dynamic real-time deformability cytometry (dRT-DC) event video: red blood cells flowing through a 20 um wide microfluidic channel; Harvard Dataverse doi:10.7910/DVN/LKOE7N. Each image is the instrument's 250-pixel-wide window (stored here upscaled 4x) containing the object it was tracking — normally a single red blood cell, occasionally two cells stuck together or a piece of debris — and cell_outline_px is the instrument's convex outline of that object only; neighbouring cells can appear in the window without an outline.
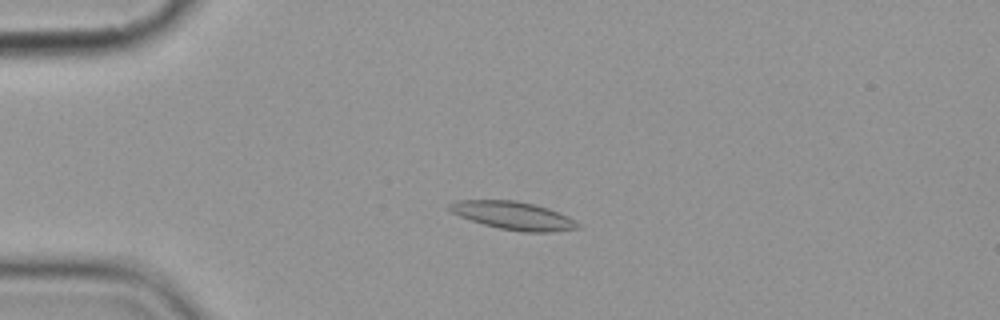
{"species": "common noctule bat (a hibernating species)", "species_latin": "Nyctalus noctula", "temperature_condition": "cold", "stored_images_in_passage": 5, "camera_frame_rate_fps": 3000, "um_per_image_px": 0.085, "animal": {"sex": "female", "body_mass_g": 19.9}, "frame": {"image": 1, "passage_image": 3, "time_ms": 2.333, "image_size_px": [1000, 320], "cell_outline_px": [[580, 228], [552, 232], [524, 232], [500, 228], [484, 224], [460, 216], [452, 212], [448, 208], [448, 204], [456, 200], [516, 200], [536, 204], [548, 208], [568, 216], [576, 220], [580, 224]], "centroid_in_image_um": [43.67, 18.32], "position_along_channel_um": 41.3, "area_um2": 20.98}}
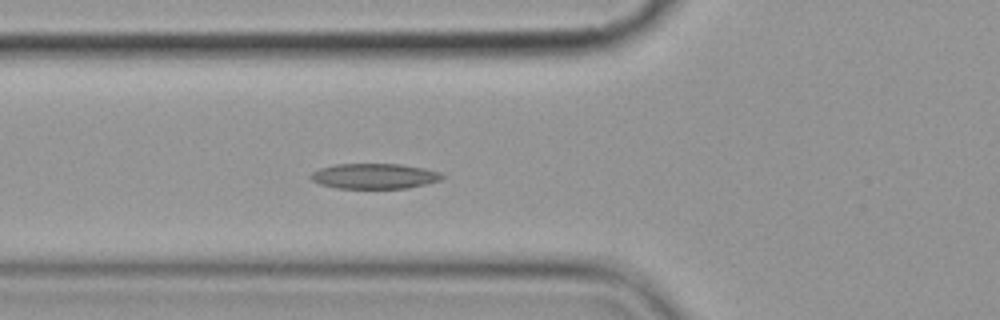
{"frame": {"image": 2, "passage_image": 5, "time_ms": 4.667, "image_size_px": [1000, 320], "cell_outline_px": [[444, 176], [440, 180], [428, 184], [408, 188], [336, 188], [320, 184], [312, 180], [308, 176], [312, 172], [320, 168], [336, 164], [400, 164], [424, 168], [440, 172]], "centroid_in_image_um": [31.82, 14.97], "position_along_channel_um": 94.0, "area_um2": 19.42}}